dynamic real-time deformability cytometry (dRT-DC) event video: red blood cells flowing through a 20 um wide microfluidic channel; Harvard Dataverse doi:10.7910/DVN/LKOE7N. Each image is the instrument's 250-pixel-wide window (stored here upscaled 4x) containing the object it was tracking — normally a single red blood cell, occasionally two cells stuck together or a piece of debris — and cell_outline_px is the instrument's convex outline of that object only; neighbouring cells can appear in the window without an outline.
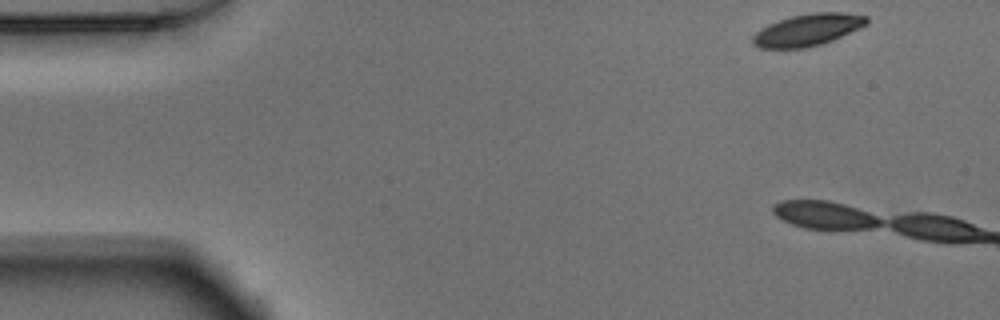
{"species": "Egyptian fruit bat (a non-hibernating species)", "species_latin": "Rousettus aegyptiacus", "temperature_condition": "warm", "stored_images_in_passage": 2, "camera_frame_rate_fps": 3000, "um_per_image_px": 0.085, "animal": {"sex": "male"}, "frame": {"image": 1, "passage_image": 1, "time_ms": 0.0, "image_size_px": [1000, 320], "cell_outline_px": [[868, 24], [832, 40], [808, 48], [760, 48], [752, 44], [752, 36], [760, 28], [768, 24], [792, 16], [812, 12], [844, 12], [868, 16]], "centroid_in_image_um": [68.64, 2.53], "position_along_channel_um": 16.4, "area_um2": 21.21}}